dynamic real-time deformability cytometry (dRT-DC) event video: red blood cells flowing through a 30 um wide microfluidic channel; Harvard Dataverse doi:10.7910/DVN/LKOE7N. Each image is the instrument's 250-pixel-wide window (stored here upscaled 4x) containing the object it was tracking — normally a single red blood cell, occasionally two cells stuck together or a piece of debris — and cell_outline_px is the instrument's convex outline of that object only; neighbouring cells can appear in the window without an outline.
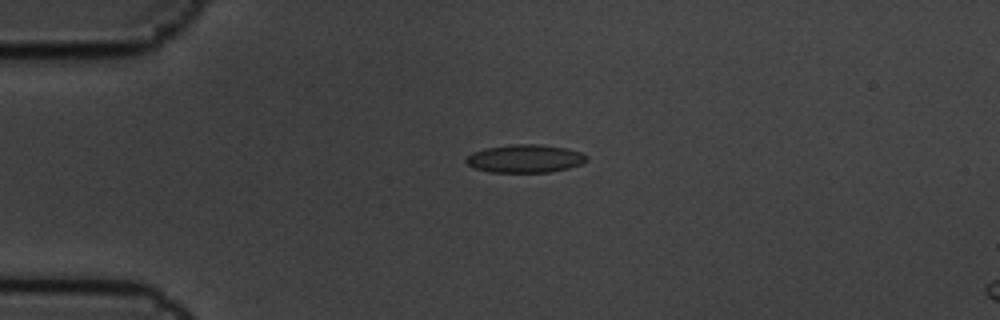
{"species": "common noctule bat (a hibernating species)", "species_latin": "Nyctalus noctula", "temperature_condition": "cold", "stored_images_in_passage": 3, "camera_frame_rate_fps": 3000, "um_per_image_px": 0.085, "animal": {"sex": "male", "body_mass_g": 19.5, "forearm_length_mm": 54.6}, "frame": {"image": 1, "passage_image": 2, "time_ms": 0.333, "image_size_px": [1000, 320], "cell_outline_px": [[588, 160], [580, 164], [568, 168], [552, 172], [488, 172], [472, 168], [464, 160], [472, 152], [484, 148], [512, 144], [540, 144], [568, 148], [580, 152], [588, 156]], "centroid_in_image_um": [44.62, 13.48], "position_along_channel_um": 40.4, "area_um2": 19.94}}